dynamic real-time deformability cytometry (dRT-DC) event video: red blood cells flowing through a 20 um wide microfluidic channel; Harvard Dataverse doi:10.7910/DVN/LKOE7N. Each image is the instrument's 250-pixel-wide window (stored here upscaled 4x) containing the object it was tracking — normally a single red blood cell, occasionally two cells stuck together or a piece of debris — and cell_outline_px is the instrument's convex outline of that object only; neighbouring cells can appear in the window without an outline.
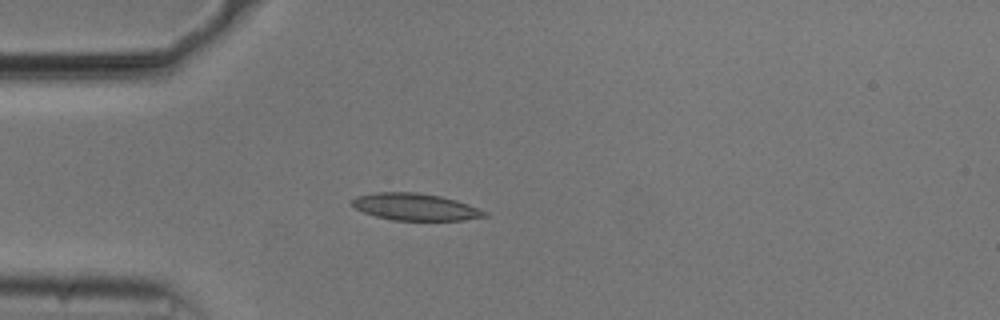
{"species": "common noctule bat (a hibernating species)", "species_latin": "Nyctalus noctula", "temperature_condition": "cold", "stored_images_in_passage": 40, "camera_frame_rate_fps": 3000, "um_per_image_px": 0.085, "animal": {"sex": "male", "body_mass_g": 20.5, "forearm_length_mm": 52.5}, "frame": {"image": 1, "passage_image": 1, "time_ms": 0.0, "image_size_px": [1000, 320], "cell_outline_px": [[488, 216], [464, 220], [392, 220], [376, 216], [364, 212], [356, 208], [352, 204], [352, 200], [356, 196], [376, 192], [416, 192], [440, 196], [456, 200], [468, 204], [488, 212]], "centroid_in_image_um": [35.32, 17.58], "position_along_channel_um": 49.7, "area_um2": 20.75}}
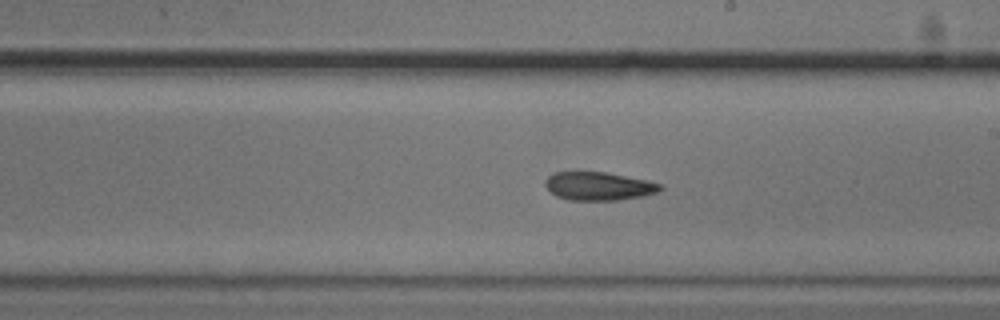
{"frame": {"image": 2, "passage_image": 17, "time_ms": 5.333, "image_size_px": [1000, 320], "cell_outline_px": [[664, 188], [656, 192], [644, 196], [616, 200], [568, 200], [556, 196], [544, 184], [544, 180], [552, 172], [604, 172], [648, 180], [664, 184]], "centroid_in_image_um": [50.9, 15.82], "position_along_channel_um": 238.1, "area_um2": 19.07}}
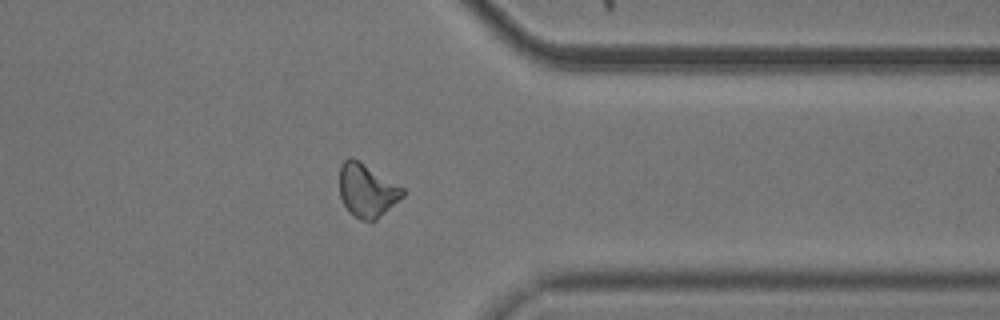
{"frame": {"image": 3, "passage_image": 29, "time_ms": 9.333, "image_size_px": [1000, 320], "cell_outline_px": [[408, 192], [404, 196], [376, 220], [360, 220], [348, 212], [340, 196], [340, 164], [348, 156], [352, 156], [360, 160], [404, 188]], "centroid_in_image_um": [31.2, 16.16], "position_along_channel_um": 380.2, "area_um2": 19.94}, "authors_computed_cell_mechanics": {"area_um2": 19.5653, "velocity_mm_per_s": 3.7449, "shape_relaxation_time_tau1_ms": null, "shape_relaxation_time_tau2_ms": 6.6625, "deformation_change_tau1": null, "deformation_change_tau2": 0.1524}}